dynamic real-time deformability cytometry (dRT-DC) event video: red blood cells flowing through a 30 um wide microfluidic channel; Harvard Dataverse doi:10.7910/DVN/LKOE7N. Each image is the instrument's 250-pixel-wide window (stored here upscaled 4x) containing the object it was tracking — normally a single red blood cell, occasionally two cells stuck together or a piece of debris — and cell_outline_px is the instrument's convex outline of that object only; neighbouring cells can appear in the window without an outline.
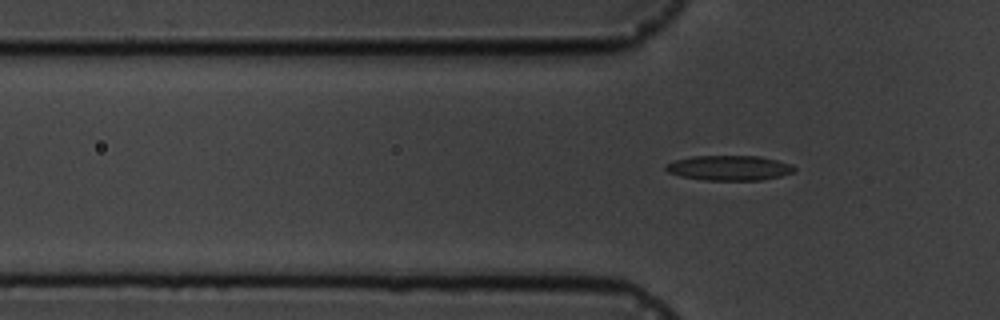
{"species": "common noctule bat (a hibernating species)", "species_latin": "Nyctalus noctula", "temperature_condition": "cold", "stored_images_in_passage": 6, "camera_frame_rate_fps": 3000, "um_per_image_px": 0.085, "animal": {"sex": "male", "body_mass_g": 19.5, "forearm_length_mm": 54.6}, "frame": {"image": 1, "passage_image": 6, "time_ms": 7.667, "image_size_px": [1000, 320], "cell_outline_px": [[796, 168], [792, 172], [780, 176], [760, 180], [704, 180], [680, 176], [668, 172], [664, 168], [664, 164], [676, 160], [692, 156], [760, 156], [792, 164]], "centroid_in_image_um": [61.95, 14.27], "position_along_channel_um": 63.8, "area_um2": 18.67}}